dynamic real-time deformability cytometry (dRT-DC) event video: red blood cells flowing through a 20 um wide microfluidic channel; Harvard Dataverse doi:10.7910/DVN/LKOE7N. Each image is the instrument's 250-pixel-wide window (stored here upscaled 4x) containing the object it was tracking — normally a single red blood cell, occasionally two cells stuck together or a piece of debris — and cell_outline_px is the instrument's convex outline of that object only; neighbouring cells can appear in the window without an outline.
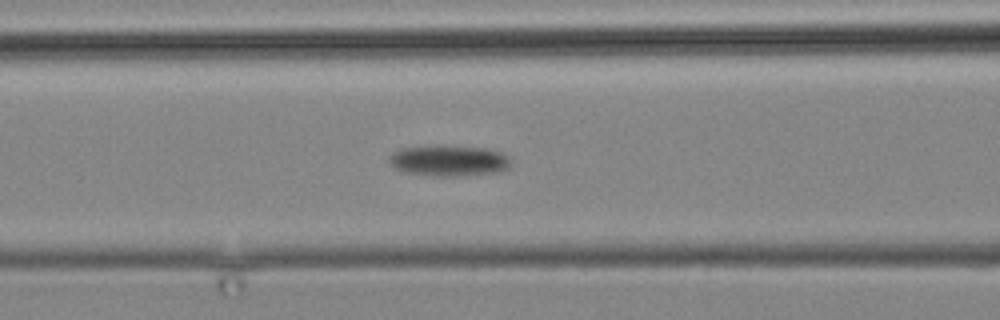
{"species": "common noctule bat (a hibernating species)", "species_latin": "Nyctalus noctula", "temperature_condition": "cold", "stored_images_in_passage": 14, "camera_frame_rate_fps": 3000, "um_per_image_px": 0.085, "animal": {"sex": "male", "body_mass_g": 19.2, "forearm_length_mm": 51.8}, "frame": {"image": 1, "passage_image": 14, "time_ms": 17.667, "image_size_px": [1000, 320], "cell_outline_px": [[512, 160], [508, 168], [500, 172], [452, 176], [440, 176], [404, 172], [396, 168], [388, 160], [388, 156], [392, 152], [400, 148], [440, 144], [484, 148], [500, 152], [508, 156]], "centroid_in_image_um": [38.14, 13.63], "position_along_channel_um": 128.5, "area_um2": 22.2}}